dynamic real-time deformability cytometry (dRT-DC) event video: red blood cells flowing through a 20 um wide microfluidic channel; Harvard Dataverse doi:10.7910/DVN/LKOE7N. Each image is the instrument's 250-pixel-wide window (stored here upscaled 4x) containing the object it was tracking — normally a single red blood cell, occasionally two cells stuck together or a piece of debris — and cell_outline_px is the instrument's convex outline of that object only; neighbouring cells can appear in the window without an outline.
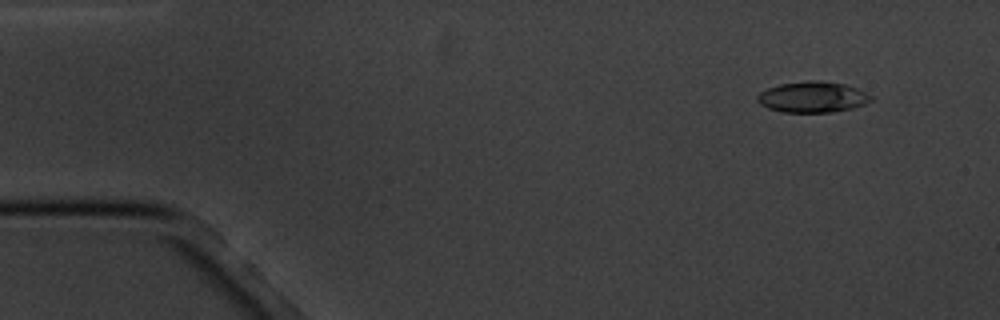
{"species": "common noctule bat (a hibernating species)", "species_latin": "Nyctalus noctula", "temperature_condition": "cold", "stored_images_in_passage": 5, "camera_frame_rate_fps": 3000, "um_per_image_px": 0.085, "animal": {"sex": "male", "body_mass_g": 20.1, "forearm_length_mm": 53.5}, "frame": {"image": 1, "passage_image": 2, "time_ms": 1.0, "image_size_px": [1000, 320], "cell_outline_px": [[872, 100], [864, 104], [852, 108], [832, 112], [784, 112], [768, 108], [760, 104], [756, 100], [756, 96], [760, 92], [768, 88], [780, 84], [808, 80], [816, 80], [844, 84], [860, 88], [872, 96]], "centroid_in_image_um": [69.07, 8.24], "position_along_channel_um": 15.9, "area_um2": 20.52}}